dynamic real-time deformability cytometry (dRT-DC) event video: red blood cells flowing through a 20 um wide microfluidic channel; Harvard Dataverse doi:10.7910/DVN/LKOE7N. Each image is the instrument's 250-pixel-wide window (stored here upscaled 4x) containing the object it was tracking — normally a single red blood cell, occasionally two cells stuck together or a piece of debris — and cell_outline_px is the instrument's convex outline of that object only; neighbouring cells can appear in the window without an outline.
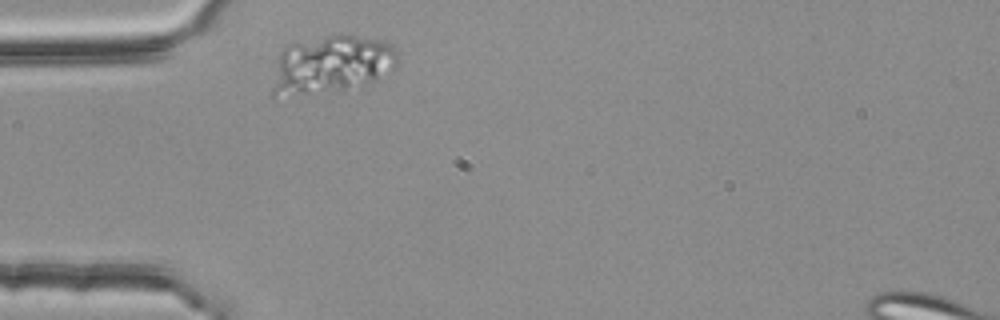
{"species": "common noctule bat (a hibernating species)", "species_latin": "Nyctalus noctula", "temperature_condition": "room temperature", "stored_images_in_passage": 1, "camera_frame_rate_fps": 3000, "um_per_image_px": 0.085, "animal": {"sex": "female", "body_mass_g": 25.1}, "frame": {"image": 1, "passage_image": 1, "time_ms": 0.0, "image_size_px": [1000, 320], "cell_outline_px": [[396, 68], [392, 72], [376, 80], [344, 92], [272, 100], [272, 88], [280, 52], [284, 48], [296, 44], [340, 32], [380, 40], [392, 44], [396, 48]], "centroid_in_image_um": [28.18, 5.56], "position_along_channel_um": 56.8, "area_um2": 43.7}}